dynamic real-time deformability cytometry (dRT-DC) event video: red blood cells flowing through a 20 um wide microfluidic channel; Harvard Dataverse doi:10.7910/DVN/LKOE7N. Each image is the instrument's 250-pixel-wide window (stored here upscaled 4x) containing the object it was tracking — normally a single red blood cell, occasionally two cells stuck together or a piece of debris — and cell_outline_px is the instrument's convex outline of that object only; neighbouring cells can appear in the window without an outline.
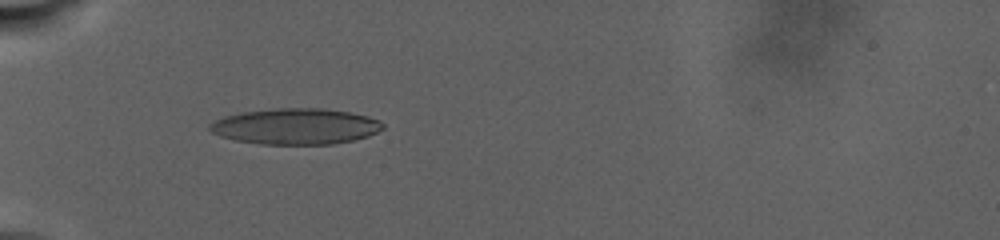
{"species": "human", "species_latin": "Homo sapiens", "temperature_condition": "warm", "stored_images_in_passage": 5, "camera_frame_rate_fps": 3000, "um_per_image_px": 0.085, "donor": {"sex": "male"}, "frame": {"image": 1, "passage_image": 4, "time_ms": 0.667, "image_size_px": [1000, 240], "cell_outline_px": [[384, 128], [368, 136], [352, 140], [332, 144], [260, 144], [232, 140], [220, 136], [212, 132], [208, 128], [208, 124], [224, 116], [244, 112], [276, 108], [320, 108], [348, 112], [368, 116], [380, 120], [384, 124]], "centroid_in_image_um": [25.11, 10.74], "position_along_channel_um": 59.9, "area_um2": 36.24}}